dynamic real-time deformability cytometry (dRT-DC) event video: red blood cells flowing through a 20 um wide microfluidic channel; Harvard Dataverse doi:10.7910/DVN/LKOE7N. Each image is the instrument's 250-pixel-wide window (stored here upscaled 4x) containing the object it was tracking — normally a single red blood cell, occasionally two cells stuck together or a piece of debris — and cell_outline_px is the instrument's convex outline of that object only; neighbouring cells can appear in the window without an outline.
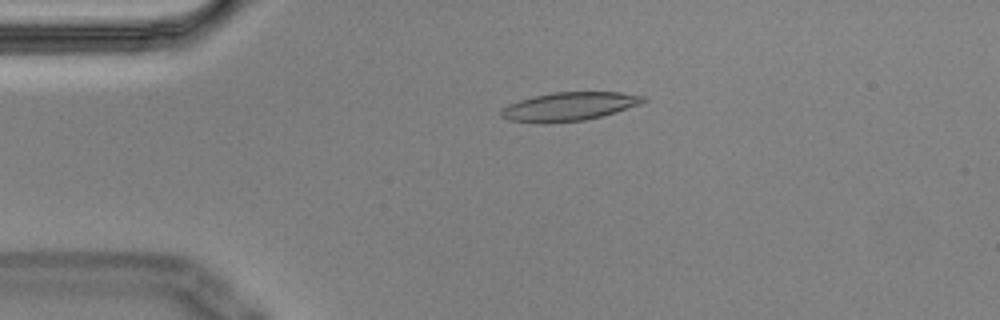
{"species": "Egyptian fruit bat (a non-hibernating species)", "species_latin": "Rousettus aegyptiacus", "temperature_condition": "cold", "stored_images_in_passage": 2, "camera_frame_rate_fps": 3000, "um_per_image_px": 0.085, "animal": {"sex": "male"}, "frame": {"image": 1, "passage_image": 1, "time_ms": 0.0, "image_size_px": [1000, 320], "cell_outline_px": [[648, 100], [640, 104], [616, 112], [584, 120], [544, 124], [508, 120], [500, 116], [500, 108], [508, 104], [532, 96], [552, 92], [620, 92], [648, 96]], "centroid_in_image_um": [48.36, 9.05], "position_along_channel_um": 36.6, "area_um2": 23.99}}